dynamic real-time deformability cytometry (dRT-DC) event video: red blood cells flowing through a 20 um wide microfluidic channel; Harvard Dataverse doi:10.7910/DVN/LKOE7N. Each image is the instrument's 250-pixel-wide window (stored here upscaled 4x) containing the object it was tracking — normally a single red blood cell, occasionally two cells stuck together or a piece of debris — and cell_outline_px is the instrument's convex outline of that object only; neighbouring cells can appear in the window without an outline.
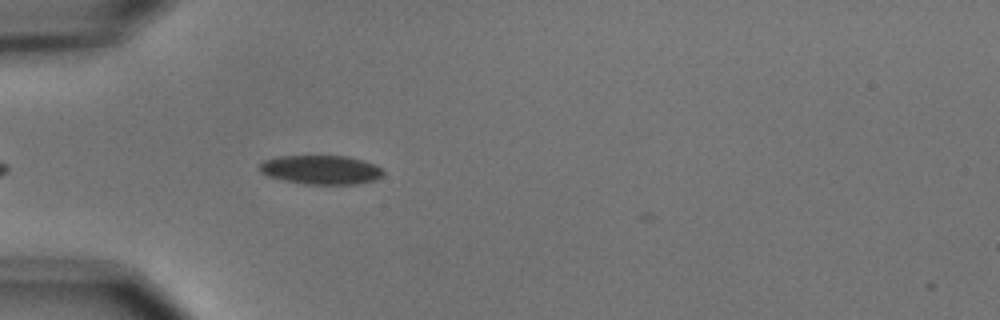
{"species": "common noctule bat (a hibernating species)", "species_latin": "Nyctalus noctula", "temperature_condition": "cold", "stored_images_in_passage": 4, "camera_frame_rate_fps": 3000, "um_per_image_px": 0.085, "animal": {"sex": "male", "body_mass_g": 15.6}, "frame": {"image": 1, "passage_image": 4, "time_ms": 4.333, "image_size_px": [1000, 320], "cell_outline_px": [[384, 172], [376, 180], [356, 184], [304, 184], [284, 180], [268, 176], [260, 172], [260, 164], [264, 160], [280, 156], [348, 156], [364, 160], [376, 164]], "centroid_in_image_um": [27.3, 14.43], "position_along_channel_um": 57.7, "area_um2": 20.92}}